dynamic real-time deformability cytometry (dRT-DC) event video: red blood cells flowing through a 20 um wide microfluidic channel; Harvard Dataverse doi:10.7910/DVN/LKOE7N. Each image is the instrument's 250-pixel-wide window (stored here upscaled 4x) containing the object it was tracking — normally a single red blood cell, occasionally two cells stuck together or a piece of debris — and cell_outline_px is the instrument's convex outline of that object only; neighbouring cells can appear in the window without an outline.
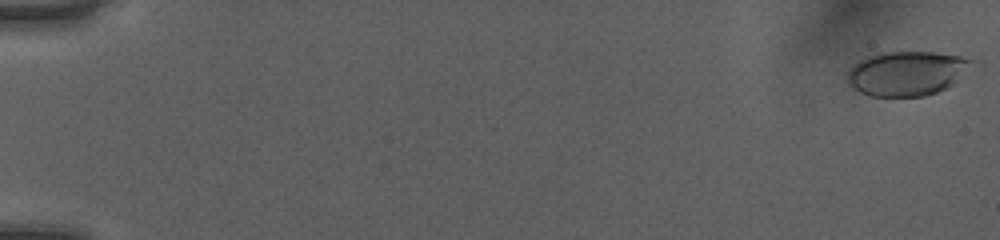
{"species": "human", "species_latin": "Homo sapiens", "temperature_condition": "room temperature", "stored_images_in_passage": 52, "camera_frame_rate_fps": 3000, "um_per_image_px": 0.085, "donor": {"sex": "female"}, "frame": {"image": 1, "passage_image": 1, "time_ms": 0.0, "image_size_px": [1000, 240], "cell_outline_px": [[972, 60], [952, 84], [936, 92], [924, 96], [872, 96], [860, 92], [848, 84], [844, 80], [844, 76], [860, 60], [868, 56], [880, 52], [932, 52], [960, 56]], "centroid_in_image_um": [76.96, 6.24], "position_along_channel_um": 8.0, "area_um2": 31.56}}
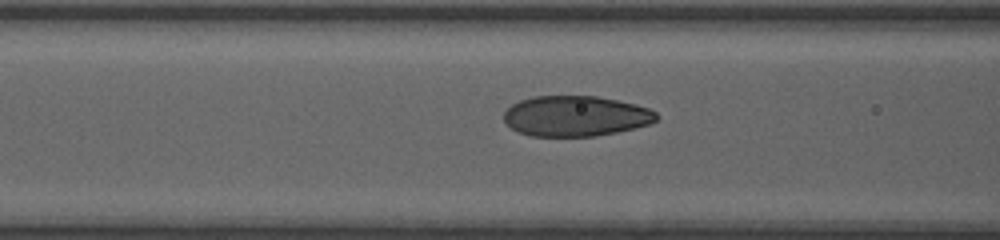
{"frame": {"image": 2, "passage_image": 23, "time_ms": 7.333, "image_size_px": [1000, 240], "cell_outline_px": [[660, 116], [656, 120], [648, 124], [616, 132], [596, 136], [532, 136], [520, 132], [512, 128], [504, 120], [504, 112], [512, 104], [520, 100], [532, 96], [596, 96], [636, 104], [648, 108], [656, 112]], "centroid_in_image_um": [48.93, 9.86], "position_along_channel_um": 117.7, "area_um2": 35.84}}
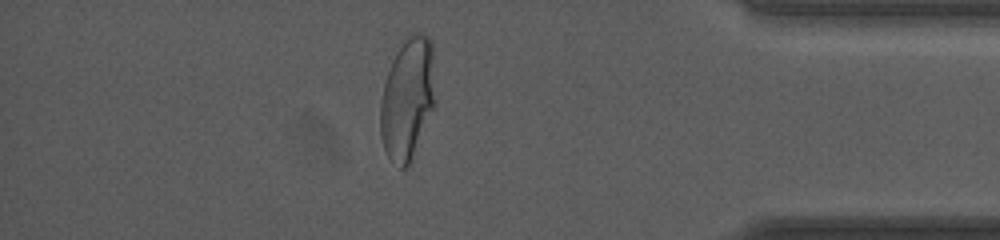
{"frame": {"image": 3, "passage_image": 46, "time_ms": 15.0, "image_size_px": [1000, 240], "cell_outline_px": [[436, 100], [412, 160], [404, 168], [400, 168], [388, 156], [384, 148], [380, 136], [380, 104], [384, 84], [392, 60], [400, 40], [408, 32], [420, 32], [428, 36], [432, 40]], "centroid_in_image_um": [34.65, 8.3], "position_along_channel_um": 400.6, "area_um2": 39.71}, "authors_computed_cell_mechanics": {"area_um2": 35.5759, "velocity_mm_per_s": 4.0497, "shape_relaxation_time_tau1_ms": 4.7799, "shape_relaxation_time_tau2_ms": null, "deformation_change_tau1": 0.1772, "deformation_change_tau2": null}}